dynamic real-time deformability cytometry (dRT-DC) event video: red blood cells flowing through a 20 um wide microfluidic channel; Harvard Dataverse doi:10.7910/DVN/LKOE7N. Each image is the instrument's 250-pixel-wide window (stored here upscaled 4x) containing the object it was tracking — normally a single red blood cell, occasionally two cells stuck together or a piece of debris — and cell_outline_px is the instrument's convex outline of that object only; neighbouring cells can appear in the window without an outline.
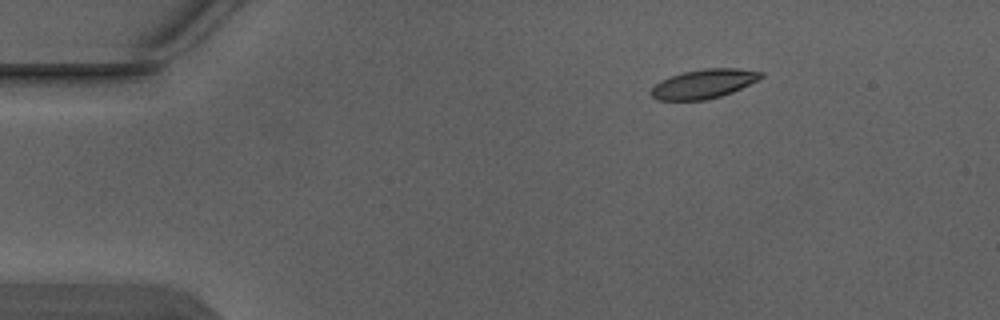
{"species": "Egyptian fruit bat (a non-hibernating species)", "species_latin": "Rousettus aegyptiacus", "temperature_condition": "warm", "stored_images_in_passage": 3, "camera_frame_rate_fps": 3000, "um_per_image_px": 0.085, "animal": {"sex": "male"}, "frame": {"image": 1, "passage_image": 1, "time_ms": 0.0, "image_size_px": [1000, 320], "cell_outline_px": [[764, 76], [732, 92], [720, 96], [704, 100], [656, 100], [648, 92], [660, 80], [668, 76], [684, 72], [704, 68], [736, 68], [764, 72]], "centroid_in_image_um": [59.77, 7.12], "position_along_channel_um": 25.2, "area_um2": 18.61}}